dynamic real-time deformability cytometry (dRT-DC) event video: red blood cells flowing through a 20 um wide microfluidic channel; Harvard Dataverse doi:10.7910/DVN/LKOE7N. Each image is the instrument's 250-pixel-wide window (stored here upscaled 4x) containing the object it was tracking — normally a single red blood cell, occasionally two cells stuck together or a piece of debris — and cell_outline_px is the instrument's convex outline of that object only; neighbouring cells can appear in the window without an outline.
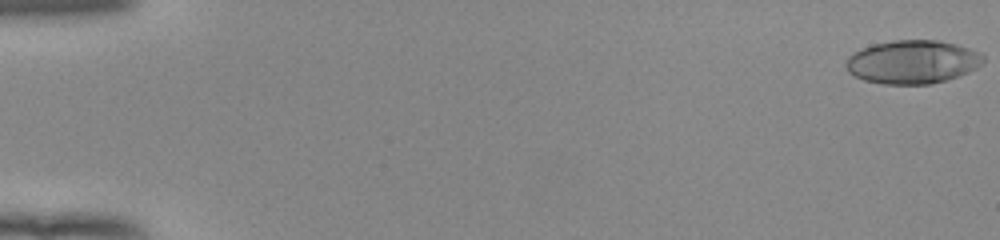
{"species": "human", "species_latin": "Homo sapiens", "temperature_condition": "room temperature", "stored_images_in_passage": 53, "camera_frame_rate_fps": 3000, "um_per_image_px": 0.085, "donor": {"sex": "female"}, "frame": {"image": 1, "passage_image": 1, "time_ms": 0.0, "image_size_px": [1000, 240], "cell_outline_px": [[984, 64], [968, 72], [944, 80], [928, 84], [884, 84], [864, 80], [848, 72], [844, 64], [848, 56], [852, 52], [872, 44], [892, 40], [940, 40], [956, 44], [980, 52], [984, 56]], "centroid_in_image_um": [77.54, 5.25], "position_along_channel_um": 7.5, "area_um2": 34.91}}
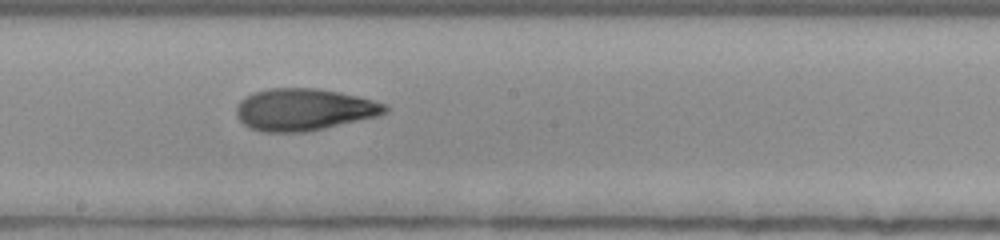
{"frame": {"image": 2, "passage_image": 31, "time_ms": 10.0, "image_size_px": [1000, 240], "cell_outline_px": [[388, 112], [376, 116], [324, 128], [304, 132], [260, 132], [248, 128], [236, 116], [236, 108], [240, 100], [252, 92], [268, 88], [316, 88], [340, 92], [388, 104]], "centroid_in_image_um": [25.79, 9.31], "position_along_channel_um": 222.4, "area_um2": 36.47}}
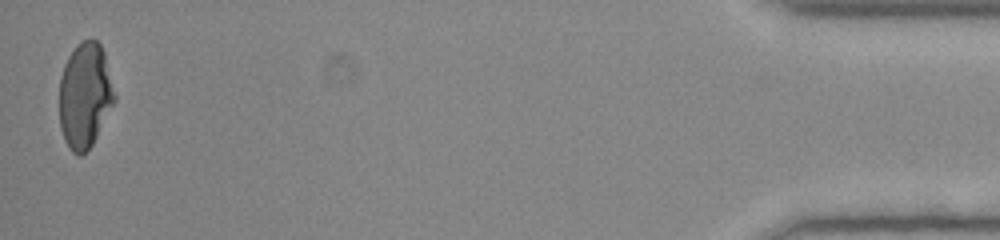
{"frame": {"image": 3, "passage_image": 53, "time_ms": 17.333, "image_size_px": [1000, 240], "cell_outline_px": [[116, 100], [92, 144], [80, 156], [72, 152], [64, 140], [60, 128], [60, 76], [64, 64], [68, 56], [76, 44], [84, 40], [96, 40], [100, 44], [104, 52], [116, 96]], "centroid_in_image_um": [7.21, 8.1], "position_along_channel_um": 428.0, "area_um2": 33.81}, "authors_computed_cell_mechanics": {"area_um2": 34.9112, "velocity_mm_per_s": 3.9409, "shape_relaxation_time_tau1_ms": null, "shape_relaxation_time_tau2_ms": 1.8293, "deformation_change_tau1": null, "deformation_change_tau2": 0.0858}}